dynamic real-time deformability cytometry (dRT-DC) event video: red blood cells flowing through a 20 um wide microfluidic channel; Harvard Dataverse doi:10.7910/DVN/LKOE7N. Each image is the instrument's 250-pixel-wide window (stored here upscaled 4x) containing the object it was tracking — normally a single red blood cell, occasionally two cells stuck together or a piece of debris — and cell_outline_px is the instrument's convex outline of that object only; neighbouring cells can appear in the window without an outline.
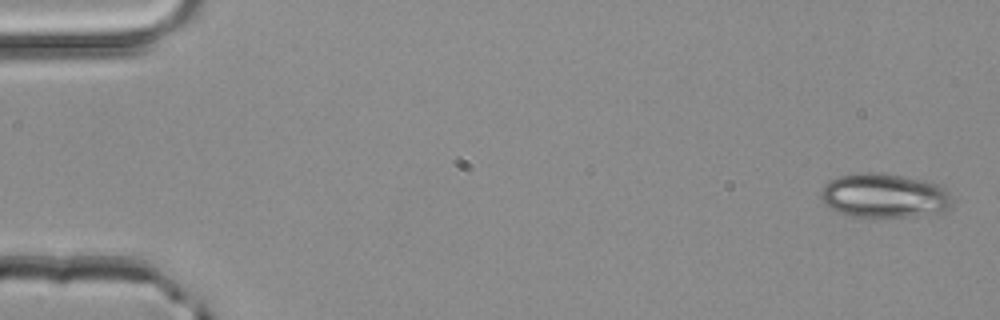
{"species": "common noctule bat (a hibernating species)", "species_latin": "Nyctalus noctula", "temperature_condition": "room temperature", "stored_images_in_passage": 4, "camera_frame_rate_fps": 3000, "um_per_image_px": 0.085, "animal": {"sex": "male", "body_mass_g": 20.4}, "frame": {"image": 1, "passage_image": 1, "time_ms": 0.0, "image_size_px": [1000, 320], "cell_outline_px": [[952, 204], [948, 208], [940, 212], [908, 216], [852, 216], [828, 208], [824, 204], [820, 196], [820, 192], [824, 184], [828, 180], [840, 176], [856, 172], [876, 172], [924, 180], [940, 184], [948, 192], [952, 200]], "centroid_in_image_um": [75.12, 16.61], "position_along_channel_um": 9.9, "area_um2": 33.76}}